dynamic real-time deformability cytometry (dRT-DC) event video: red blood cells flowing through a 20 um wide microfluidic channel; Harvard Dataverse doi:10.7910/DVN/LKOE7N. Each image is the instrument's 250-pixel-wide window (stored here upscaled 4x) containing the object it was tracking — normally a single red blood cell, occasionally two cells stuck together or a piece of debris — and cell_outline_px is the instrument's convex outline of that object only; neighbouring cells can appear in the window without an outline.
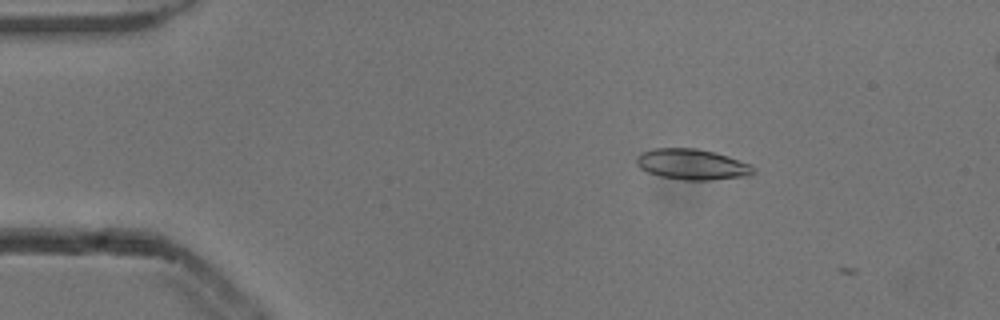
{"species": "common noctule bat (a hibernating species)", "species_latin": "Nyctalus noctula", "temperature_condition": "cold", "stored_images_in_passage": 4, "camera_frame_rate_fps": 3000, "um_per_image_px": 0.085, "animal": {"sex": "male", "body_mass_g": 13.3}, "frame": {"image": 1, "passage_image": 3, "time_ms": 0.667, "image_size_px": [1000, 320], "cell_outline_px": [[756, 172], [748, 176], [712, 180], [684, 180], [660, 176], [648, 172], [640, 168], [636, 164], [636, 156], [640, 152], [652, 148], [696, 148], [716, 152], [752, 164]], "centroid_in_image_um": [58.83, 13.96], "position_along_channel_um": 26.2, "area_um2": 21.21}}